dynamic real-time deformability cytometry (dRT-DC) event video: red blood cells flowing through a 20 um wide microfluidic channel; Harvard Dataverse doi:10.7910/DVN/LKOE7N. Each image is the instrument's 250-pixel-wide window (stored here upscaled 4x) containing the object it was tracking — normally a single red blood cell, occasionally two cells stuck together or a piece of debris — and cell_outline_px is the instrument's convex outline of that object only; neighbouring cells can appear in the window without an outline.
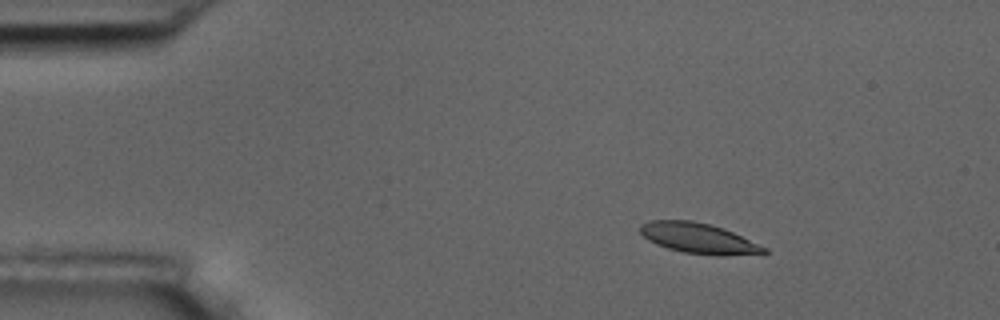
{"species": "common noctule bat (a hibernating species)", "species_latin": "Nyctalus noctula", "temperature_condition": "room temperature", "stored_images_in_passage": 5, "camera_frame_rate_fps": 3000, "um_per_image_px": 0.085, "animal": {"sex": "male", "body_mass_g": 17.5, "forearm_length_mm": 52.3}, "frame": {"image": 1, "passage_image": 2, "time_ms": 1.333, "image_size_px": [1000, 320], "cell_outline_px": [[768, 252], [764, 256], [716, 256], [684, 252], [668, 248], [656, 244], [648, 240], [640, 232], [640, 224], [648, 220], [692, 220], [712, 224], [724, 228], [768, 248]], "centroid_in_image_um": [59.48, 20.28], "position_along_channel_um": 25.5, "area_um2": 22.6}}
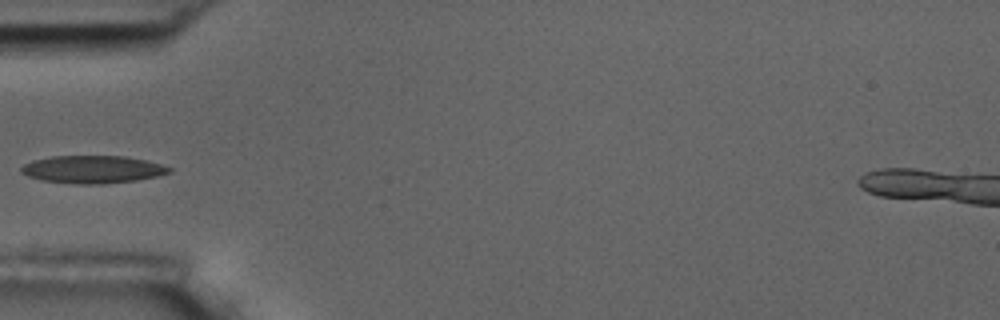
{"frame": {"image": 2, "passage_image": 5, "time_ms": 4.667, "image_size_px": [1000, 320], "cell_outline_px": [[172, 172], [156, 176], [136, 180], [100, 184], [76, 184], [40, 180], [28, 176], [20, 172], [20, 168], [24, 164], [32, 160], [52, 156], [124, 156], [144, 160], [160, 164], [172, 168]], "centroid_in_image_um": [7.83, 14.4], "position_along_channel_um": 77.2, "area_um2": 23.81}}